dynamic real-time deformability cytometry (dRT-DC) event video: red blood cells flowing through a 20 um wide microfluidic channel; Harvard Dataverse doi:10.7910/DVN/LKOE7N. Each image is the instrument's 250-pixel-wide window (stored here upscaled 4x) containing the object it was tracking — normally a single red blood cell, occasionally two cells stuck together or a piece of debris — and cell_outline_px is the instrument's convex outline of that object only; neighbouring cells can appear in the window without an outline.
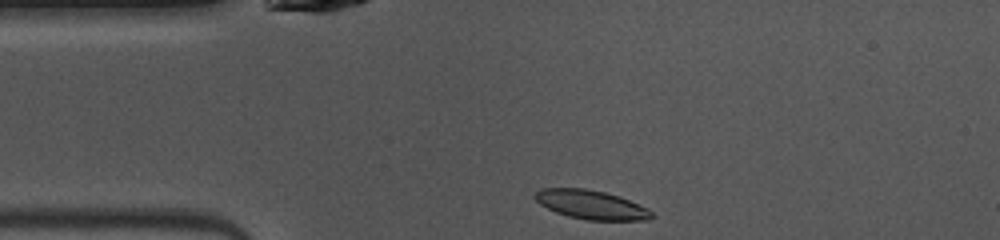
{"species": "common noctule bat (a hibernating species)", "species_latin": "Nyctalus noctula", "temperature_condition": "warm", "stored_images_in_passage": 40, "camera_frame_rate_fps": 3000, "um_per_image_px": 0.085, "animal": {"sex": "female", "body_mass_g": 10.0, "forearm_length_mm": 53.1}, "frame": {"image": 1, "passage_image": 1, "time_ms": 0.0, "image_size_px": [1000, 240], "cell_outline_px": [[656, 216], [652, 220], [588, 220], [568, 216], [556, 212], [540, 204], [532, 196], [540, 188], [584, 188], [604, 192], [620, 196], [648, 208]], "centroid_in_image_um": [50.28, 17.4], "position_along_channel_um": 34.7, "area_um2": 19.83}}
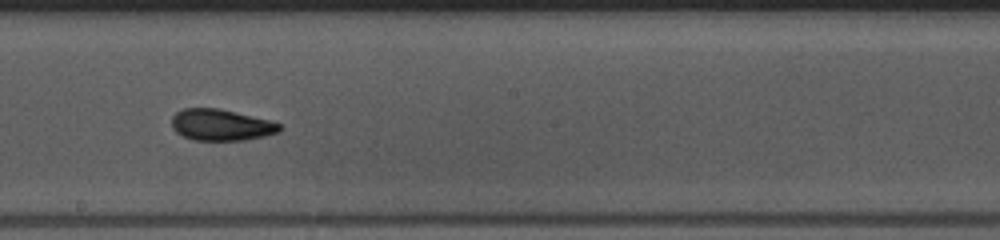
{"frame": {"image": 2, "passage_image": 17, "time_ms": 5.333, "image_size_px": [1000, 240], "cell_outline_px": [[280, 132], [264, 136], [244, 140], [192, 140], [176, 132], [172, 128], [172, 116], [176, 112], [184, 108], [220, 108], [268, 120], [280, 124]], "centroid_in_image_um": [18.76, 10.61], "position_along_channel_um": 229.4, "area_um2": 19.65}}
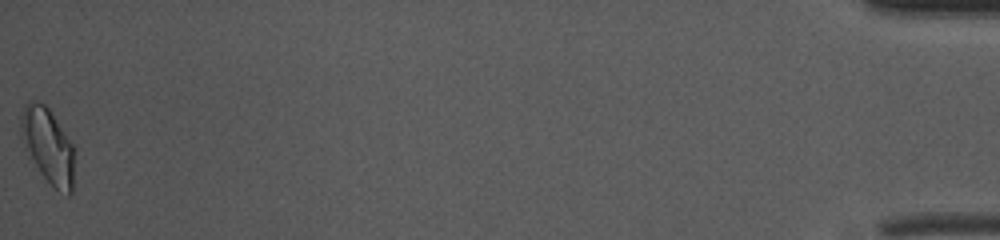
{"frame": {"image": 3, "passage_image": 40, "time_ms": 13.0, "image_size_px": [1000, 240], "cell_outline_px": [[72, 192], [68, 196], [56, 188], [40, 172], [20, 132], [20, 116], [24, 104], [28, 100], [36, 100], [44, 104], [48, 108], [72, 144]], "centroid_in_image_um": [4.05, 12.31], "position_along_channel_um": 431.1, "area_um2": 22.31}, "authors_computed_cell_mechanics": {"area_um2": 19.9988, "velocity_mm_per_s": 4.0462, "shape_relaxation_time_tau1_ms": 3.0967, "shape_relaxation_time_tau2_ms": 2.7031, "deformation_change_tau1": 0.127, "deformation_change_tau2": 0.092}}